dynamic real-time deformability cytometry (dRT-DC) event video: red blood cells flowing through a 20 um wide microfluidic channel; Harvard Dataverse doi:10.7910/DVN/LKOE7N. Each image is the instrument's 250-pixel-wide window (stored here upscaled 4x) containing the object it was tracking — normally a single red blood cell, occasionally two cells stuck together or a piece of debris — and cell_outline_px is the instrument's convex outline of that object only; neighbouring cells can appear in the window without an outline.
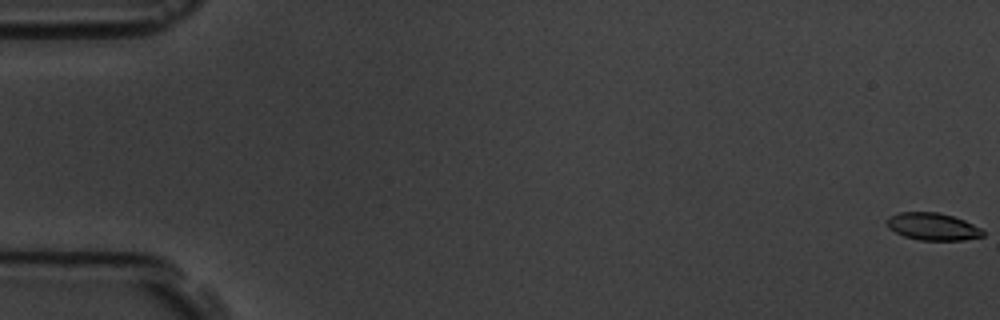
{"species": "common noctule bat (a hibernating species)", "species_latin": "Nyctalus noctula", "temperature_condition": "room temperature", "stored_images_in_passage": 59, "camera_frame_rate_fps": 3000, "um_per_image_px": 0.085, "animal": {"sex": "male", "body_mass_g": 19.5, "forearm_length_mm": 54.6}, "frame": {"image": 1, "passage_image": 1, "time_ms": 0.0, "image_size_px": [1000, 320], "cell_outline_px": [[984, 236], [964, 240], [920, 240], [904, 236], [888, 228], [888, 216], [900, 212], [936, 212], [952, 216], [964, 220], [980, 228], [984, 232]], "centroid_in_image_um": [79.28, 19.26], "position_along_channel_um": 5.7, "area_um2": 15.14}}
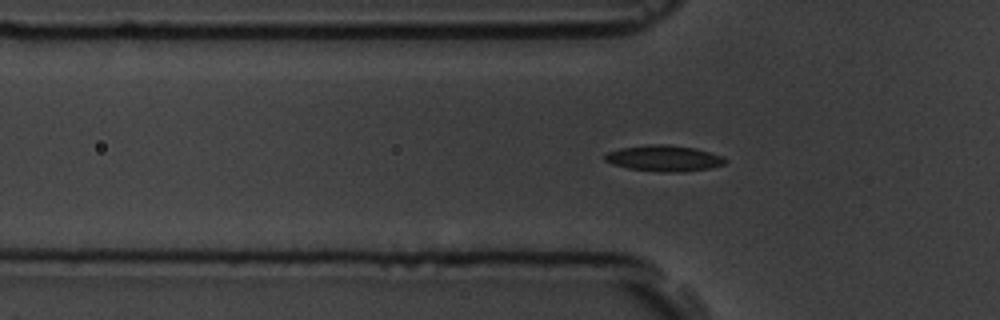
{"frame": {"image": 2, "passage_image": 20, "time_ms": 6.333, "image_size_px": [1000, 320], "cell_outline_px": [[728, 160], [724, 164], [708, 168], [684, 172], [660, 172], [628, 168], [612, 164], [604, 160], [604, 156], [608, 152], [620, 148], [648, 144], [668, 144], [696, 148], [720, 156]], "centroid_in_image_um": [56.41, 13.45], "position_along_channel_um": 69.4, "area_um2": 18.21}}
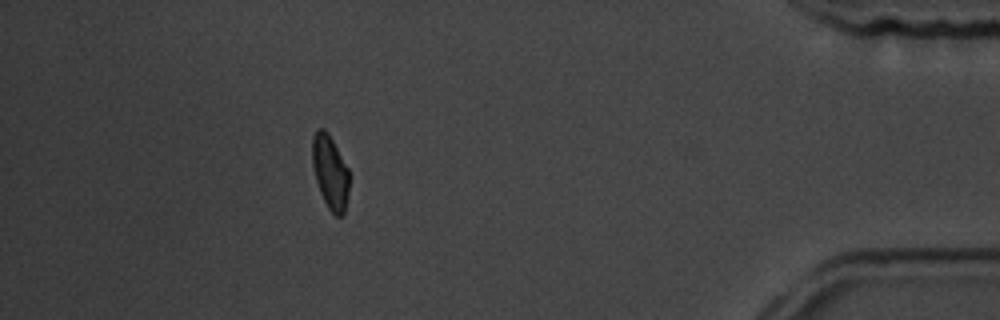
{"frame": {"image": 3, "passage_image": 53, "time_ms": 17.333, "image_size_px": [1000, 320], "cell_outline_px": [[348, 188], [344, 216], [336, 216], [328, 208], [320, 192], [316, 180], [312, 164], [312, 136], [316, 128], [324, 128], [328, 132], [348, 168]], "centroid_in_image_um": [28.04, 14.6], "position_along_channel_um": 407.2, "area_um2": 15.84}, "authors_computed_cell_mechanics": {"area_um2": 16.4152, "velocity_mm_per_s": 3.5439, "shape_relaxation_time_tau1_ms": 2.9491, "shape_relaxation_time_tau2_ms": 2.2508, "deformation_change_tau1": 0.1098, "deformation_change_tau2": 0.0636}}